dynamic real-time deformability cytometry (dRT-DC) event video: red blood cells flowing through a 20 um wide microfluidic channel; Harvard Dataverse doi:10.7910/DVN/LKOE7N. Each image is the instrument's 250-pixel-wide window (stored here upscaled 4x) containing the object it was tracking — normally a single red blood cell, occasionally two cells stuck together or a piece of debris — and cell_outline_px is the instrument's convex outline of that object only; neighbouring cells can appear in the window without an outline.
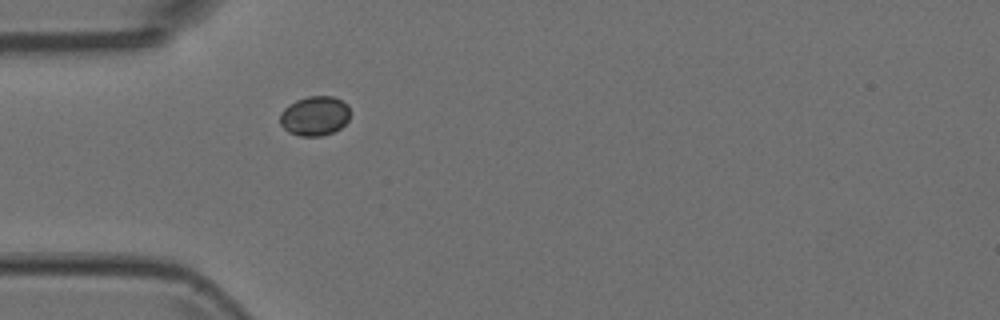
{"species": "Egyptian fruit bat (a non-hibernating species)", "species_latin": "Rousettus aegyptiacus", "temperature_condition": "room temperature", "stored_images_in_passage": 1, "camera_frame_rate_fps": 3000, "um_per_image_px": 0.085, "animal": {"sex": "female"}, "frame": {"image": 1, "passage_image": 1, "time_ms": 0.0, "image_size_px": [1000, 320], "cell_outline_px": [[348, 120], [340, 128], [332, 132], [320, 136], [300, 136], [288, 132], [280, 124], [280, 112], [288, 104], [296, 100], [308, 96], [332, 96], [348, 104]], "centroid_in_image_um": [26.71, 9.85], "position_along_channel_um": 58.3, "area_um2": 16.13}}